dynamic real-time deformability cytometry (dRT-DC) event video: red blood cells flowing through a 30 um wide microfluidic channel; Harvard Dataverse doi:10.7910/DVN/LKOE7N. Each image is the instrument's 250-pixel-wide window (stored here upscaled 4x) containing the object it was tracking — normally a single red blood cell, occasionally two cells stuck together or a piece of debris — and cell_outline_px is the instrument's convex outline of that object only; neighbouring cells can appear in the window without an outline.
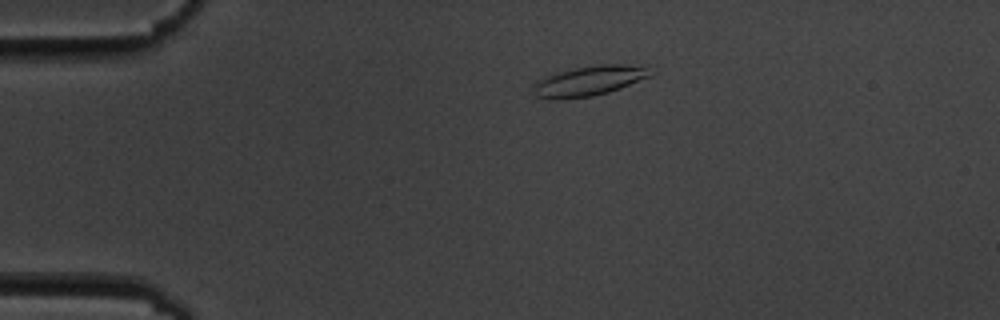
{"species": "common noctule bat (a hibernating species)", "species_latin": "Nyctalus noctula", "temperature_condition": "cold", "stored_images_in_passage": 4, "camera_frame_rate_fps": 3000, "um_per_image_px": 0.085, "animal": {"sex": "male", "body_mass_g": 19.5, "forearm_length_mm": 54.6}, "frame": {"image": 1, "passage_image": 2, "time_ms": 1.0, "image_size_px": [1000, 320], "cell_outline_px": [[656, 72], [652, 76], [620, 88], [608, 92], [592, 96], [560, 100], [548, 100], [536, 96], [532, 92], [532, 88], [536, 80], [552, 72], [600, 64], [648, 64]], "centroid_in_image_um": [50.11, 6.86], "position_along_channel_um": 34.9, "area_um2": 21.39}}
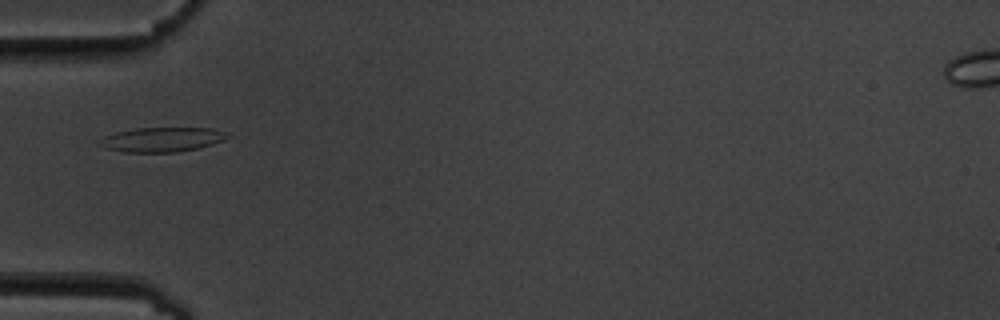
{"frame": {"image": 2, "passage_image": 4, "time_ms": 3.333, "image_size_px": [1000, 320], "cell_outline_px": [[232, 136], [224, 140], [212, 144], [196, 148], [176, 152], [124, 152], [104, 148], [96, 144], [96, 140], [104, 136], [116, 132], [136, 128], [212, 128], [228, 132]], "centroid_in_image_um": [13.74, 11.86], "position_along_channel_um": 71.3, "area_um2": 18.5}}